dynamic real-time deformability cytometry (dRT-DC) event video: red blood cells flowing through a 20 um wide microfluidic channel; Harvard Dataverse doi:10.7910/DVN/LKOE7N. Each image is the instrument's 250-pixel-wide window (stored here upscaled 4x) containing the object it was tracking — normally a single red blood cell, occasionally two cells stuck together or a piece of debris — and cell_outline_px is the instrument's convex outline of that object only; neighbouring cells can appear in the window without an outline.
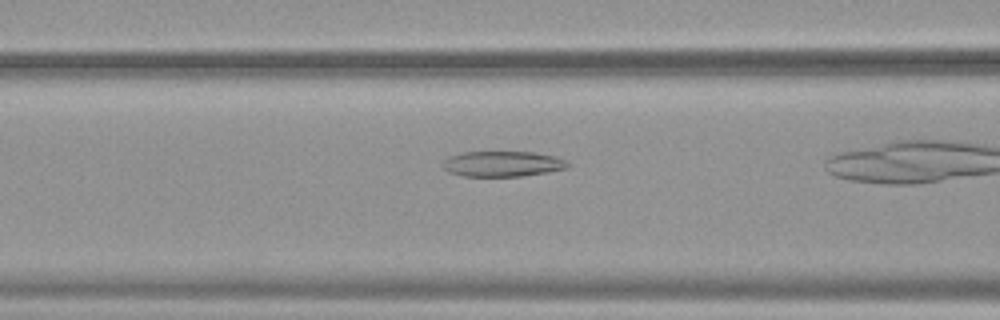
{"species": "common noctule bat (a hibernating species)", "species_latin": "Nyctalus noctula", "temperature_condition": "warm", "stored_images_in_passage": 29, "camera_frame_rate_fps": 3000, "um_per_image_px": 0.085, "animal": {"sex": "female", "body_mass_g": 19.9}, "frame": {"image": 1, "passage_image": 17, "time_ms": 5.333, "image_size_px": [1000, 320], "cell_outline_px": [[572, 164], [568, 168], [548, 172], [520, 176], [464, 176], [448, 172], [440, 164], [448, 156], [460, 152], [532, 152], [556, 156], [568, 160]], "centroid_in_image_um": [42.74, 13.92], "position_along_channel_um": 123.9, "area_um2": 18.84}}